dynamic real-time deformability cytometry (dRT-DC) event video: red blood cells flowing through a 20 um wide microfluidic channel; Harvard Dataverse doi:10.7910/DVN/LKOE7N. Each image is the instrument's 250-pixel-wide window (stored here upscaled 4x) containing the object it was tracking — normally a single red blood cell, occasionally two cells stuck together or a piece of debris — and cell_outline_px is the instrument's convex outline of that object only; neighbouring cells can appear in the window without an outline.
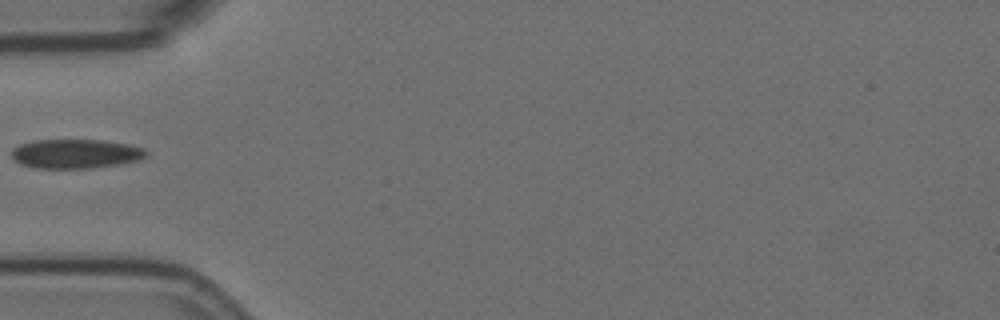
{"species": "Egyptian fruit bat (a non-hibernating species)", "species_latin": "Rousettus aegyptiacus", "temperature_condition": "room temperature", "stored_images_in_passage": 39, "camera_frame_rate_fps": 3000, "um_per_image_px": 0.085, "animal": {"sex": "female"}, "frame": {"image": 1, "passage_image": 1, "time_ms": 0.0, "image_size_px": [1000, 320], "cell_outline_px": [[148, 156], [140, 160], [120, 164], [92, 168], [36, 168], [20, 164], [12, 156], [12, 148], [20, 144], [36, 140], [104, 140], [128, 144], [144, 148], [148, 152]], "centroid_in_image_um": [6.47, 13.07], "position_along_channel_um": 78.5, "area_um2": 23.06}}
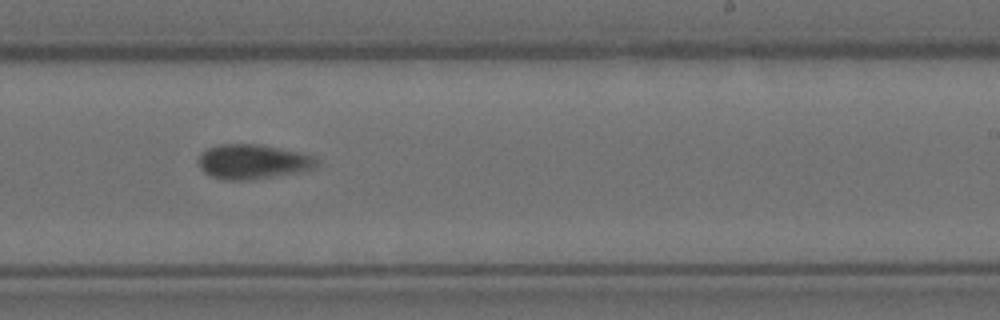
{"frame": {"image": 2, "passage_image": 17, "time_ms": 5.333, "image_size_px": [1000, 320], "cell_outline_px": [[320, 160], [312, 168], [252, 180], [220, 180], [204, 172], [200, 168], [200, 156], [208, 148], [220, 144], [260, 144], [300, 152], [312, 156]], "centroid_in_image_um": [21.46, 13.74], "position_along_channel_um": 267.5, "area_um2": 23.47}}
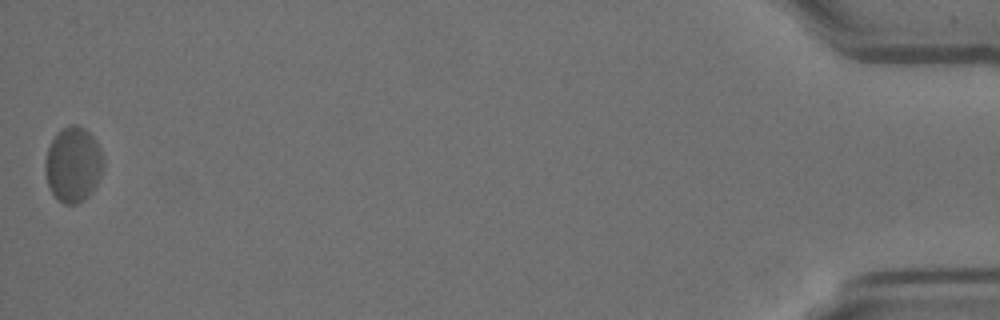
{"frame": {"image": 3, "passage_image": 39, "time_ms": 12.667, "image_size_px": [1000, 320], "cell_outline_px": [[104, 164], [100, 176], [92, 192], [84, 200], [76, 204], [64, 204], [52, 192], [48, 184], [44, 172], [44, 160], [48, 148], [56, 132], [68, 124], [76, 124], [84, 128], [92, 136], [100, 148], [104, 160]], "centroid_in_image_um": [6.21, 13.96], "position_along_channel_um": 429.0, "area_um2": 25.61}}